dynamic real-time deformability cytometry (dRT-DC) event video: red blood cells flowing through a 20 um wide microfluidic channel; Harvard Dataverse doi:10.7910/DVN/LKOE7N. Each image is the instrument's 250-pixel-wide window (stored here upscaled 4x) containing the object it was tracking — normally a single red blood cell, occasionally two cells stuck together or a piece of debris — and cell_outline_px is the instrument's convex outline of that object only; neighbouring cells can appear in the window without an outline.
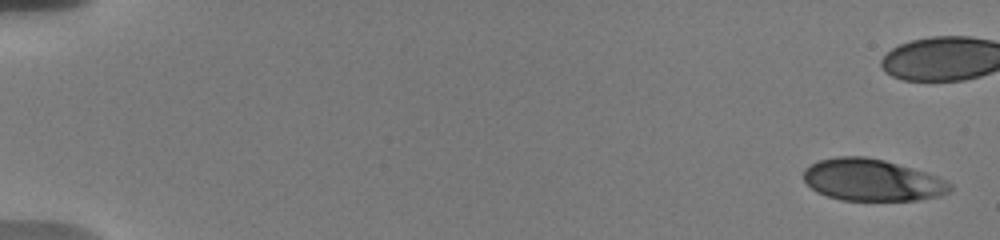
{"species": "human", "species_latin": "Homo sapiens", "temperature_condition": "warm", "stored_images_in_passage": 20, "camera_frame_rate_fps": 3000, "um_per_image_px": 0.085, "donor": {"sex": "male"}, "frame": {"image": 1, "passage_image": 1, "time_ms": 0.0, "image_size_px": [1000, 240], "cell_outline_px": [[952, 188], [948, 192], [940, 196], [916, 200], [840, 200], [816, 192], [804, 180], [804, 168], [820, 160], [836, 156], [864, 156], [884, 160], [912, 168], [948, 180], [952, 184]], "centroid_in_image_um": [74.13, 15.3], "position_along_channel_um": 10.9, "area_um2": 35.66}}
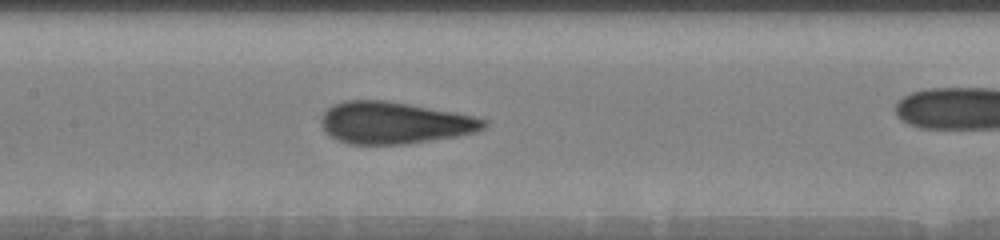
{"frame": {"image": 2, "passage_image": 15, "time_ms": 9.0, "image_size_px": [1000, 240], "cell_outline_px": [[488, 124], [484, 128], [476, 132], [456, 136], [408, 144], [348, 144], [324, 132], [320, 124], [320, 120], [324, 112], [332, 104], [344, 100], [384, 100], [408, 104], [452, 112], [472, 116], [488, 120]], "centroid_in_image_um": [33.49, 10.44], "position_along_channel_um": 173.9, "area_um2": 39.65}}
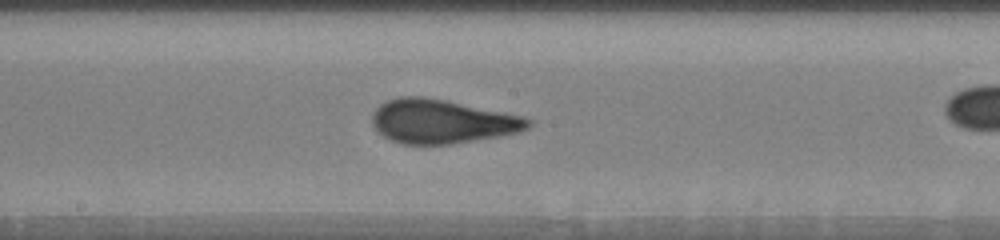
{"frame": {"image": 3, "passage_image": 17, "time_ms": 10.0, "image_size_px": [1000, 240], "cell_outline_px": [[532, 124], [528, 128], [516, 132], [496, 136], [452, 144], [404, 144], [388, 140], [372, 124], [372, 112], [380, 104], [388, 100], [400, 96], [424, 96], [524, 116], [532, 120]], "centroid_in_image_um": [37.53, 10.31], "position_along_channel_um": 210.7, "area_um2": 39.71}}